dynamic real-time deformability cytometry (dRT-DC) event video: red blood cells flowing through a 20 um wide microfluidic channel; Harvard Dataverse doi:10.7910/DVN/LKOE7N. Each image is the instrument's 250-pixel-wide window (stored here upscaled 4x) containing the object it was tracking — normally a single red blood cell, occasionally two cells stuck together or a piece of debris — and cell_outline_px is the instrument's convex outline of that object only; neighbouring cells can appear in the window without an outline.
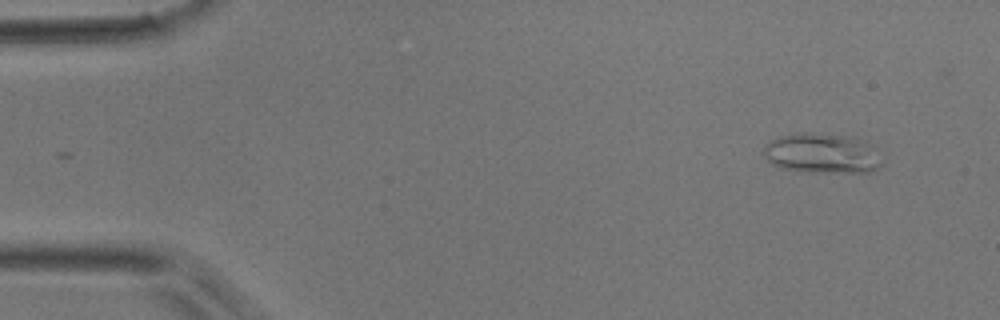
{"species": "common noctule bat (a hibernating species)", "species_latin": "Nyctalus noctula", "temperature_condition": "room temperature", "stored_images_in_passage": 48, "camera_frame_rate_fps": 3000, "um_per_image_px": 0.085, "animal": {"sex": "male", "body_mass_g": 17.9}, "frame": {"image": 1, "passage_image": 3, "time_ms": 0.667, "image_size_px": [1000, 320], "cell_outline_px": [[880, 164], [876, 168], [868, 172], [800, 172], [780, 168], [772, 164], [764, 156], [764, 148], [772, 140], [780, 136], [800, 132], [804, 132], [852, 136], [872, 144]], "centroid_in_image_um": [69.82, 13.03], "position_along_channel_um": 15.2, "area_um2": 27.46}}
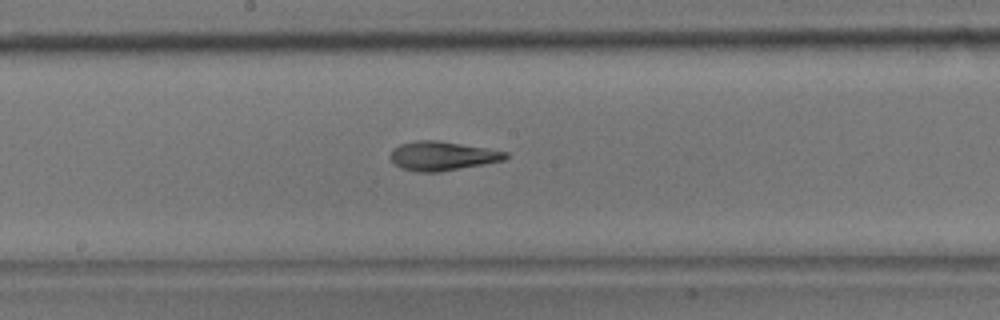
{"frame": {"image": 2, "passage_image": 25, "time_ms": 8.0, "image_size_px": [1000, 320], "cell_outline_px": [[508, 156], [504, 160], [484, 164], [440, 172], [416, 172], [400, 168], [388, 156], [392, 148], [400, 144], [416, 140], [440, 140], [508, 152]], "centroid_in_image_um": [37.55, 13.25], "position_along_channel_um": 210.6, "area_um2": 19.65}}
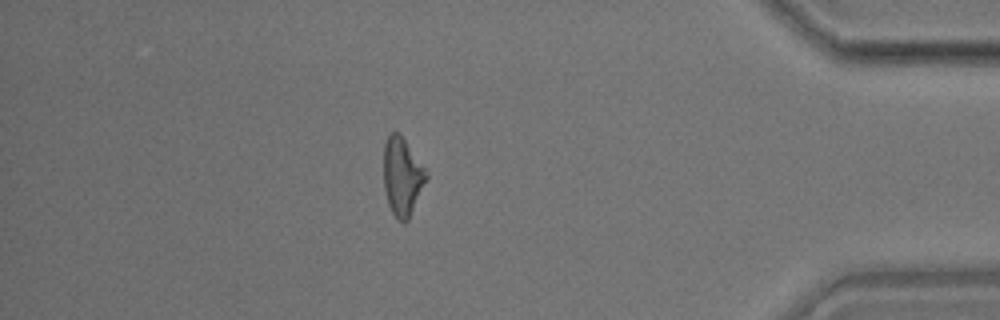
{"frame": {"image": 3, "passage_image": 42, "time_ms": 13.667, "image_size_px": [1000, 320], "cell_outline_px": [[428, 176], [408, 220], [404, 224], [396, 220], [388, 204], [384, 188], [384, 144], [388, 136], [392, 132], [400, 132], [428, 172]], "centroid_in_image_um": [34.19, 15.01], "position_along_channel_um": 401.0, "area_um2": 19.48}}